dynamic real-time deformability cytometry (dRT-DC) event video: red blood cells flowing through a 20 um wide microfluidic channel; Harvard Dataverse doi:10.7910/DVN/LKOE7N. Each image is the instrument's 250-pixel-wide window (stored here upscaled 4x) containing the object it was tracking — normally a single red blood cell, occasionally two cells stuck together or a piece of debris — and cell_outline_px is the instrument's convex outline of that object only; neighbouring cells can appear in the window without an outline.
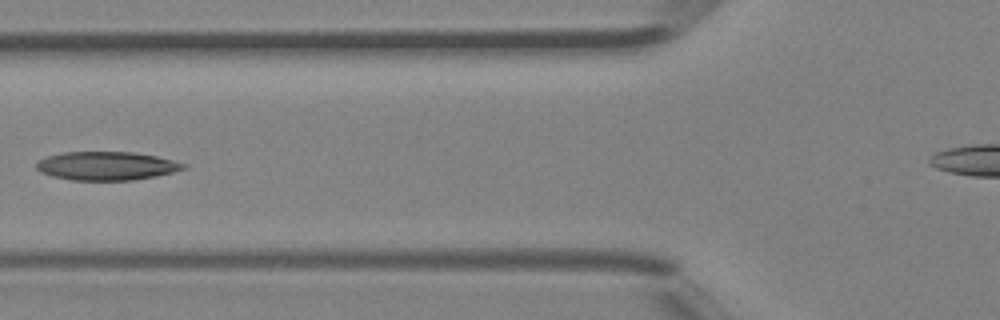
{"species": "Egyptian fruit bat (a non-hibernating species)", "species_latin": "Rousettus aegyptiacus", "temperature_condition": "room temperature", "stored_images_in_passage": 5, "camera_frame_rate_fps": 3000, "um_per_image_px": 0.085, "animal": {"sex": "female"}, "frame": {"image": 1, "passage_image": 5, "time_ms": 1.333, "image_size_px": [1000, 320], "cell_outline_px": [[188, 168], [156, 176], [132, 180], [72, 180], [52, 176], [40, 172], [36, 168], [36, 164], [40, 160], [48, 156], [64, 152], [132, 152], [156, 156], [188, 164]], "centroid_in_image_um": [9.08, 14.1], "position_along_channel_um": 116.7, "area_um2": 24.39}}